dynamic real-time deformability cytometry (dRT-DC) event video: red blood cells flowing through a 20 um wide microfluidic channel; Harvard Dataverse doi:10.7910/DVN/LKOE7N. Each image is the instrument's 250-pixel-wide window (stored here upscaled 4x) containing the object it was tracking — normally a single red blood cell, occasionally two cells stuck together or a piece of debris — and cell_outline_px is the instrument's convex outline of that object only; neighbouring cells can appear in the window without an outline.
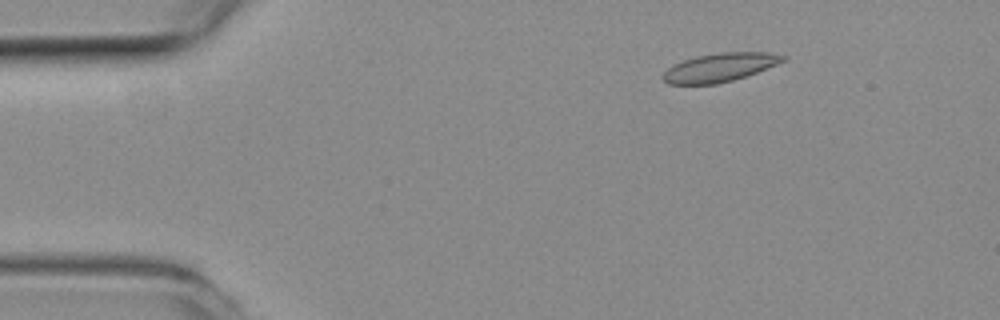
{"species": "common noctule bat (a hibernating species)", "species_latin": "Nyctalus noctula", "temperature_condition": "room temperature", "stored_images_in_passage": 50, "camera_frame_rate_fps": 3000, "um_per_image_px": 0.085, "animal": {"sex": "female", "body_mass_g": 19.3, "forearm_length_mm": 54.1}, "frame": {"image": 1, "passage_image": 5, "time_ms": 1.333, "image_size_px": [1000, 320], "cell_outline_px": [[788, 56], [784, 60], [776, 64], [756, 72], [732, 80], [716, 84], [668, 84], [660, 76], [668, 68], [684, 60], [696, 56], [720, 52], [768, 52]], "centroid_in_image_um": [61.16, 5.72], "position_along_channel_um": 23.8, "area_um2": 19.71}}
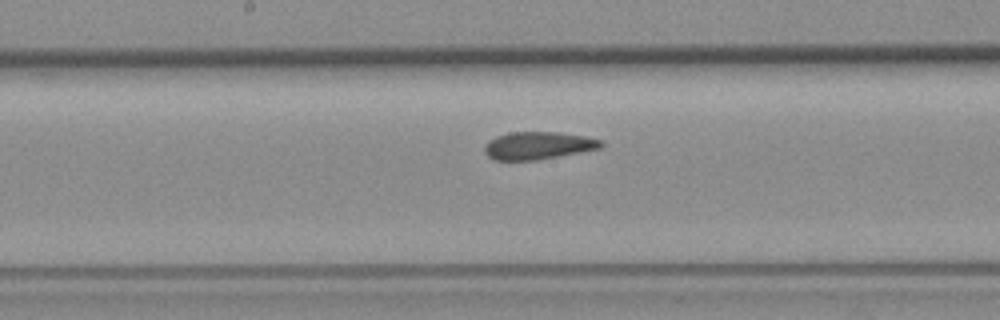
{"frame": {"image": 2, "passage_image": 24, "time_ms": 7.667, "image_size_px": [1000, 320], "cell_outline_px": [[604, 144], [600, 148], [536, 160], [496, 160], [488, 156], [484, 152], [484, 148], [488, 140], [496, 136], [508, 132], [560, 132], [588, 136], [600, 140]], "centroid_in_image_um": [45.72, 12.36], "position_along_channel_um": 202.5, "area_um2": 18.73}}
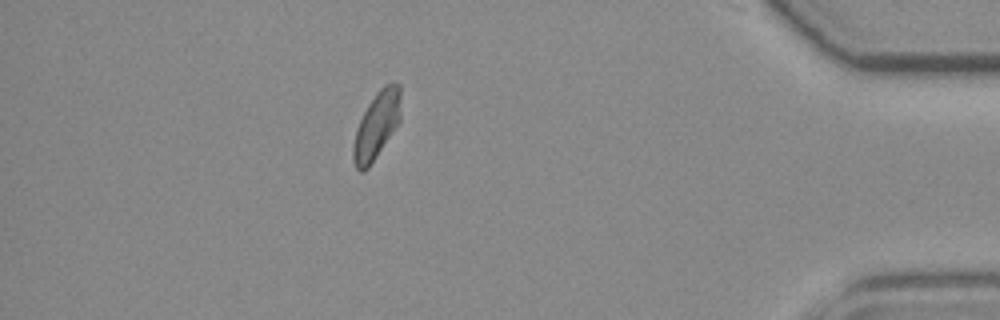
{"frame": {"image": 3, "passage_image": 43, "time_ms": 14.0, "image_size_px": [1000, 320], "cell_outline_px": [[400, 120], [368, 168], [364, 172], [360, 172], [356, 168], [352, 160], [352, 148], [356, 128], [368, 104], [376, 92], [384, 84], [392, 80], [400, 84]], "centroid_in_image_um": [31.99, 10.62], "position_along_channel_um": 403.2, "area_um2": 18.55}, "authors_computed_cell_mechanics": {"area_um2": 19.074, "velocity_mm_per_s": 3.9494, "shape_relaxation_time_tau1_ms": 8.3933, "shape_relaxation_time_tau2_ms": 1.9024, "deformation_change_tau1": 0.1659, "deformation_change_tau2": 0.0536}}